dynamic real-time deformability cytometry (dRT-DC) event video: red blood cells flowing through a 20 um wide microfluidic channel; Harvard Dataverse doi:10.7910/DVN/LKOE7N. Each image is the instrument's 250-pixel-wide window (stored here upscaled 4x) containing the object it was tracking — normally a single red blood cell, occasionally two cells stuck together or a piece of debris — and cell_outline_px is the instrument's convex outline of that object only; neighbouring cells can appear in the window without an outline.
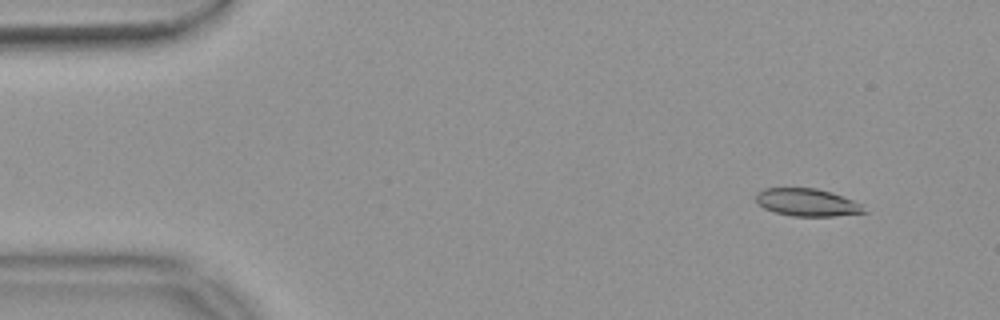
{"species": "common noctule bat (a hibernating species)", "species_latin": "Nyctalus noctula", "temperature_condition": "warm", "stored_images_in_passage": 54, "camera_frame_rate_fps": 3000, "um_per_image_px": 0.085, "animal": {"sex": "female", "body_mass_g": 18.4}, "frame": {"image": 1, "passage_image": 5, "time_ms": 1.333, "image_size_px": [1000, 320], "cell_outline_px": [[868, 212], [836, 216], [792, 216], [776, 212], [764, 208], [756, 204], [756, 192], [764, 188], [816, 188], [832, 192], [852, 200], [860, 204]], "centroid_in_image_um": [68.57, 17.2], "position_along_channel_um": 16.4, "area_um2": 17.4}}
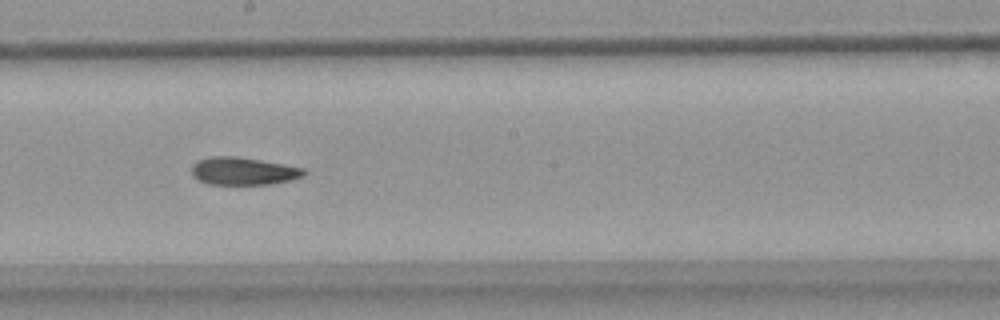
{"frame": {"image": 2, "passage_image": 30, "time_ms": 9.667, "image_size_px": [1000, 320], "cell_outline_px": [[308, 172], [304, 176], [292, 180], [272, 184], [208, 184], [192, 176], [192, 164], [196, 160], [212, 156], [236, 156], [284, 164], [304, 168]], "centroid_in_image_um": [20.7, 14.54], "position_along_channel_um": 227.5, "area_um2": 18.26}}
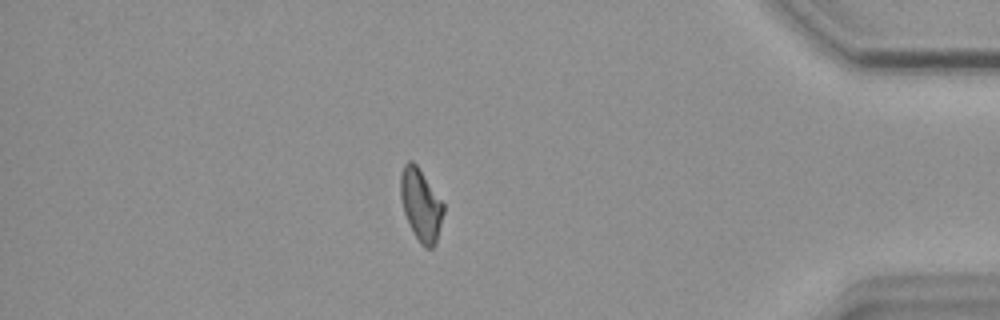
{"frame": {"image": 3, "passage_image": 47, "time_ms": 15.333, "image_size_px": [1000, 320], "cell_outline_px": [[444, 212], [436, 244], [432, 248], [424, 248], [420, 244], [404, 212], [400, 196], [400, 172], [404, 164], [408, 160], [412, 160], [416, 164], [444, 204]], "centroid_in_image_um": [35.77, 17.4], "position_along_channel_um": 399.4, "area_um2": 17.92}, "authors_computed_cell_mechanics": {"area_um2": 18.2648, "velocity_mm_per_s": 3.7167, "shape_relaxation_time_tau1_ms": null, "shape_relaxation_time_tau2_ms": 8.277, "deformation_change_tau1": null, "deformation_change_tau2": 0.1704}}